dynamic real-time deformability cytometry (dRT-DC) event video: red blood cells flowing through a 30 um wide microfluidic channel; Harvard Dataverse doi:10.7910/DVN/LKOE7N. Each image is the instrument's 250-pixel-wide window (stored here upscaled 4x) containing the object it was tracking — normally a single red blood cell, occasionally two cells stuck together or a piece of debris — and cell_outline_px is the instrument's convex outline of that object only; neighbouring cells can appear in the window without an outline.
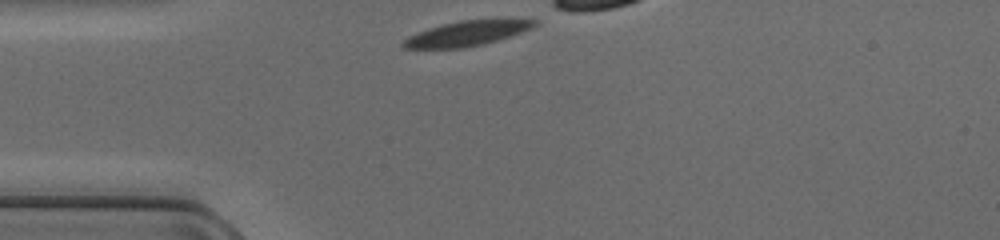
{"species": "common noctule bat (a hibernating species)", "species_latin": "Nyctalus noctula", "temperature_condition": "cold", "stored_images_in_passage": 26, "camera_frame_rate_fps": 3000, "um_per_image_px": 0.085, "animal": {"sex": "female", "body_mass_g": 17.0, "forearm_length_mm": 48.0}, "frame": {"image": 1, "passage_image": 1, "time_ms": 0.0, "image_size_px": [1000, 240], "cell_outline_px": [[540, 24], [532, 28], [484, 44], [464, 48], [404, 48], [400, 44], [408, 36], [416, 32], [428, 28], [460, 20], [536, 20]], "centroid_in_image_um": [39.62, 2.85], "position_along_channel_um": 45.4, "area_um2": 18.73}}
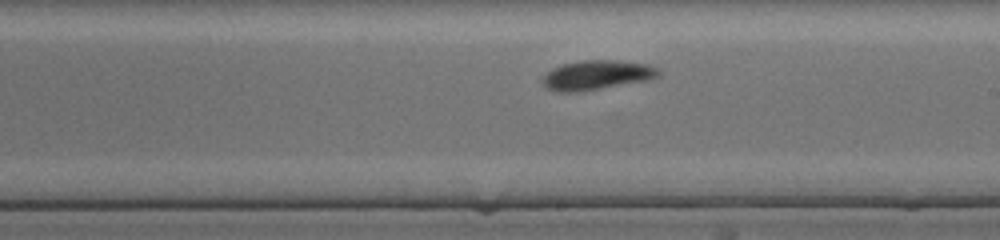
{"frame": {"image": 2, "passage_image": 16, "time_ms": 5.0, "image_size_px": [1000, 240], "cell_outline_px": [[660, 76], [648, 80], [576, 92], [560, 92], [548, 88], [540, 80], [552, 68], [564, 64], [580, 60], [620, 60], [648, 64], [656, 68], [660, 72]], "centroid_in_image_um": [50.74, 6.36], "position_along_channel_um": 238.3, "area_um2": 19.77}}
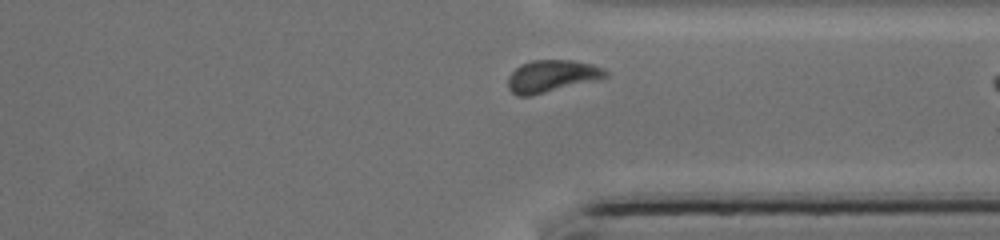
{"frame": {"image": 3, "passage_image": 25, "time_ms": 8.0, "image_size_px": [1000, 240], "cell_outline_px": [[612, 76], [532, 96], [516, 96], [508, 88], [508, 76], [520, 64], [532, 60], [572, 60], [592, 64], [604, 68]], "centroid_in_image_um": [46.92, 6.47], "position_along_channel_um": 364.5, "area_um2": 18.5}}